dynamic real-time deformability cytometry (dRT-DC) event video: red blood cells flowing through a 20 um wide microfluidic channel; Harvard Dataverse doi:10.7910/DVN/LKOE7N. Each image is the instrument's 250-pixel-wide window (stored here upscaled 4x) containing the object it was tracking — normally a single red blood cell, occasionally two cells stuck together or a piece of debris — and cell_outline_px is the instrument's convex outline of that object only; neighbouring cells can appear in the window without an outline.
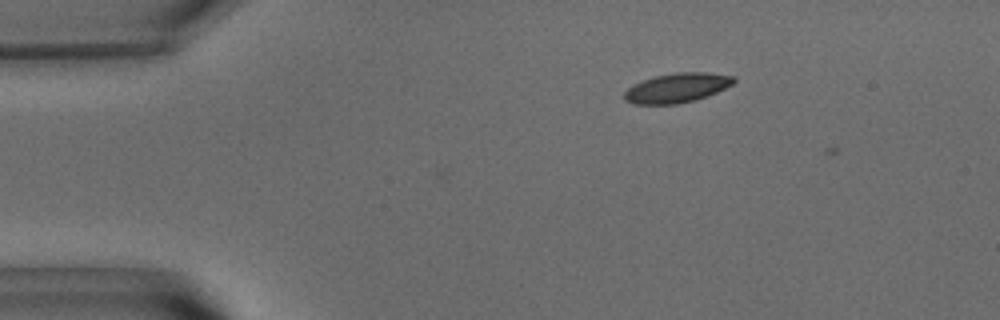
{"species": "common noctule bat (a hibernating species)", "species_latin": "Nyctalus noctula", "temperature_condition": "warm", "stored_images_in_passage": 3, "camera_frame_rate_fps": 3000, "um_per_image_px": 0.085, "animal": {"sex": "male", "body_mass_g": 15.6}, "frame": {"image": 1, "passage_image": 2, "time_ms": 0.333, "image_size_px": [1000, 320], "cell_outline_px": [[736, 80], [732, 84], [708, 96], [696, 100], [676, 104], [632, 104], [624, 100], [624, 92], [628, 88], [644, 80], [656, 76], [676, 72], [708, 72], [736, 76]], "centroid_in_image_um": [57.57, 7.47], "position_along_channel_um": 27.4, "area_um2": 18.79}}